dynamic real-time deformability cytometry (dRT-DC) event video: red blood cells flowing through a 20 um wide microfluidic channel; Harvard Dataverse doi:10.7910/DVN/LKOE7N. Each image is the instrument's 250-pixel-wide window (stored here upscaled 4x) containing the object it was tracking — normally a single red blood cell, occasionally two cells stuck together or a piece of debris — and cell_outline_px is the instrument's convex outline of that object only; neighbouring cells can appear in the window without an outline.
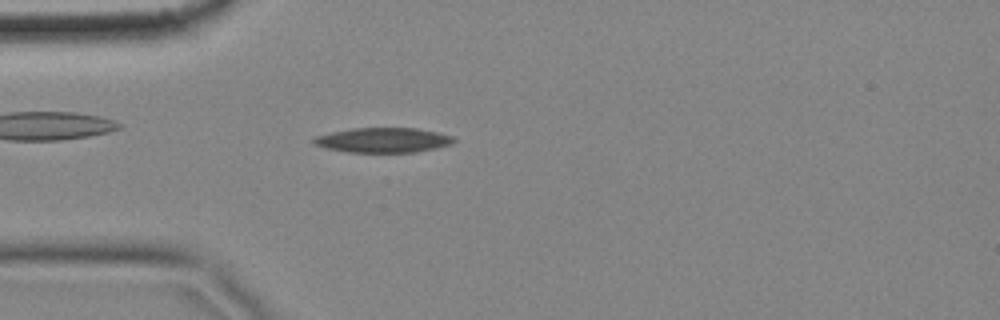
{"species": "common noctule bat (a hibernating species)", "species_latin": "Nyctalus noctula", "temperature_condition": "cold", "stored_images_in_passage": 1, "camera_frame_rate_fps": 3000, "um_per_image_px": 0.085, "animal": {"sex": "female", "body_mass_g": 18.4}, "frame": {"image": 1, "passage_image": 1, "time_ms": 0.0, "image_size_px": [1000, 320], "cell_outline_px": [[456, 140], [452, 144], [436, 148], [416, 152], [348, 152], [328, 148], [316, 144], [312, 140], [316, 136], [332, 132], [352, 128], [416, 128], [436, 132], [452, 136]], "centroid_in_image_um": [32.6, 11.91], "position_along_channel_um": 52.4, "area_um2": 20.06}}